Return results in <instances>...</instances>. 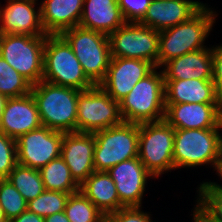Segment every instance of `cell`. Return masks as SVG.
Masks as SVG:
<instances>
[{
	"label": "cell",
	"mask_w": 222,
	"mask_h": 222,
	"mask_svg": "<svg viewBox=\"0 0 222 222\" xmlns=\"http://www.w3.org/2000/svg\"><path fill=\"white\" fill-rule=\"evenodd\" d=\"M218 15L215 8L206 4L190 20L159 31L158 67L175 57L207 48L205 44Z\"/></svg>",
	"instance_id": "obj_1"
},
{
	"label": "cell",
	"mask_w": 222,
	"mask_h": 222,
	"mask_svg": "<svg viewBox=\"0 0 222 222\" xmlns=\"http://www.w3.org/2000/svg\"><path fill=\"white\" fill-rule=\"evenodd\" d=\"M221 161L222 128L174 129V171L206 166L216 174Z\"/></svg>",
	"instance_id": "obj_2"
},
{
	"label": "cell",
	"mask_w": 222,
	"mask_h": 222,
	"mask_svg": "<svg viewBox=\"0 0 222 222\" xmlns=\"http://www.w3.org/2000/svg\"><path fill=\"white\" fill-rule=\"evenodd\" d=\"M81 91L44 80L32 85L43 126L63 133L76 132L77 100Z\"/></svg>",
	"instance_id": "obj_3"
},
{
	"label": "cell",
	"mask_w": 222,
	"mask_h": 222,
	"mask_svg": "<svg viewBox=\"0 0 222 222\" xmlns=\"http://www.w3.org/2000/svg\"><path fill=\"white\" fill-rule=\"evenodd\" d=\"M164 88V73L156 67L119 102L123 122L141 124L164 120Z\"/></svg>",
	"instance_id": "obj_4"
},
{
	"label": "cell",
	"mask_w": 222,
	"mask_h": 222,
	"mask_svg": "<svg viewBox=\"0 0 222 222\" xmlns=\"http://www.w3.org/2000/svg\"><path fill=\"white\" fill-rule=\"evenodd\" d=\"M42 80L80 91L95 86L85 75L71 46L61 35L46 37Z\"/></svg>",
	"instance_id": "obj_5"
},
{
	"label": "cell",
	"mask_w": 222,
	"mask_h": 222,
	"mask_svg": "<svg viewBox=\"0 0 222 222\" xmlns=\"http://www.w3.org/2000/svg\"><path fill=\"white\" fill-rule=\"evenodd\" d=\"M71 46L87 78L99 85L105 78L111 60L108 35L79 26L60 34Z\"/></svg>",
	"instance_id": "obj_6"
},
{
	"label": "cell",
	"mask_w": 222,
	"mask_h": 222,
	"mask_svg": "<svg viewBox=\"0 0 222 222\" xmlns=\"http://www.w3.org/2000/svg\"><path fill=\"white\" fill-rule=\"evenodd\" d=\"M174 128L165 120L139 124L138 158L155 179L174 170Z\"/></svg>",
	"instance_id": "obj_7"
},
{
	"label": "cell",
	"mask_w": 222,
	"mask_h": 222,
	"mask_svg": "<svg viewBox=\"0 0 222 222\" xmlns=\"http://www.w3.org/2000/svg\"><path fill=\"white\" fill-rule=\"evenodd\" d=\"M94 169L108 171L128 159L138 157L139 124L120 125L94 132Z\"/></svg>",
	"instance_id": "obj_8"
},
{
	"label": "cell",
	"mask_w": 222,
	"mask_h": 222,
	"mask_svg": "<svg viewBox=\"0 0 222 222\" xmlns=\"http://www.w3.org/2000/svg\"><path fill=\"white\" fill-rule=\"evenodd\" d=\"M46 37L0 34V56L32 85L43 78Z\"/></svg>",
	"instance_id": "obj_9"
},
{
	"label": "cell",
	"mask_w": 222,
	"mask_h": 222,
	"mask_svg": "<svg viewBox=\"0 0 222 222\" xmlns=\"http://www.w3.org/2000/svg\"><path fill=\"white\" fill-rule=\"evenodd\" d=\"M108 39L111 58L146 60L158 67L159 31L139 22H125Z\"/></svg>",
	"instance_id": "obj_10"
},
{
	"label": "cell",
	"mask_w": 222,
	"mask_h": 222,
	"mask_svg": "<svg viewBox=\"0 0 222 222\" xmlns=\"http://www.w3.org/2000/svg\"><path fill=\"white\" fill-rule=\"evenodd\" d=\"M122 122L119 102L112 99L99 85L79 93L76 132L94 133Z\"/></svg>",
	"instance_id": "obj_11"
},
{
	"label": "cell",
	"mask_w": 222,
	"mask_h": 222,
	"mask_svg": "<svg viewBox=\"0 0 222 222\" xmlns=\"http://www.w3.org/2000/svg\"><path fill=\"white\" fill-rule=\"evenodd\" d=\"M63 134L42 125L21 135L16 140L17 163L40 169L60 157Z\"/></svg>",
	"instance_id": "obj_12"
},
{
	"label": "cell",
	"mask_w": 222,
	"mask_h": 222,
	"mask_svg": "<svg viewBox=\"0 0 222 222\" xmlns=\"http://www.w3.org/2000/svg\"><path fill=\"white\" fill-rule=\"evenodd\" d=\"M107 172L116 185L123 207H143L148 181L155 178L138 157L120 162Z\"/></svg>",
	"instance_id": "obj_13"
},
{
	"label": "cell",
	"mask_w": 222,
	"mask_h": 222,
	"mask_svg": "<svg viewBox=\"0 0 222 222\" xmlns=\"http://www.w3.org/2000/svg\"><path fill=\"white\" fill-rule=\"evenodd\" d=\"M156 67L146 61L132 58H111L104 80L99 86L115 101L120 102L135 84Z\"/></svg>",
	"instance_id": "obj_14"
},
{
	"label": "cell",
	"mask_w": 222,
	"mask_h": 222,
	"mask_svg": "<svg viewBox=\"0 0 222 222\" xmlns=\"http://www.w3.org/2000/svg\"><path fill=\"white\" fill-rule=\"evenodd\" d=\"M164 120L174 129L222 128V103H165Z\"/></svg>",
	"instance_id": "obj_15"
},
{
	"label": "cell",
	"mask_w": 222,
	"mask_h": 222,
	"mask_svg": "<svg viewBox=\"0 0 222 222\" xmlns=\"http://www.w3.org/2000/svg\"><path fill=\"white\" fill-rule=\"evenodd\" d=\"M4 2L0 5V34L47 36L41 23L39 0Z\"/></svg>",
	"instance_id": "obj_16"
},
{
	"label": "cell",
	"mask_w": 222,
	"mask_h": 222,
	"mask_svg": "<svg viewBox=\"0 0 222 222\" xmlns=\"http://www.w3.org/2000/svg\"><path fill=\"white\" fill-rule=\"evenodd\" d=\"M94 133L69 132L63 134L61 157L71 176L81 185L94 171Z\"/></svg>",
	"instance_id": "obj_17"
},
{
	"label": "cell",
	"mask_w": 222,
	"mask_h": 222,
	"mask_svg": "<svg viewBox=\"0 0 222 222\" xmlns=\"http://www.w3.org/2000/svg\"><path fill=\"white\" fill-rule=\"evenodd\" d=\"M206 4L200 0H152L139 23L162 31L190 20Z\"/></svg>",
	"instance_id": "obj_18"
},
{
	"label": "cell",
	"mask_w": 222,
	"mask_h": 222,
	"mask_svg": "<svg viewBox=\"0 0 222 222\" xmlns=\"http://www.w3.org/2000/svg\"><path fill=\"white\" fill-rule=\"evenodd\" d=\"M41 126L38 108L31 93L7 99L0 122V132L17 140L21 135Z\"/></svg>",
	"instance_id": "obj_19"
},
{
	"label": "cell",
	"mask_w": 222,
	"mask_h": 222,
	"mask_svg": "<svg viewBox=\"0 0 222 222\" xmlns=\"http://www.w3.org/2000/svg\"><path fill=\"white\" fill-rule=\"evenodd\" d=\"M161 69L164 73V79L213 80L212 45L205 49L170 59Z\"/></svg>",
	"instance_id": "obj_20"
},
{
	"label": "cell",
	"mask_w": 222,
	"mask_h": 222,
	"mask_svg": "<svg viewBox=\"0 0 222 222\" xmlns=\"http://www.w3.org/2000/svg\"><path fill=\"white\" fill-rule=\"evenodd\" d=\"M41 23L47 35H60L80 23L84 0H42Z\"/></svg>",
	"instance_id": "obj_21"
},
{
	"label": "cell",
	"mask_w": 222,
	"mask_h": 222,
	"mask_svg": "<svg viewBox=\"0 0 222 222\" xmlns=\"http://www.w3.org/2000/svg\"><path fill=\"white\" fill-rule=\"evenodd\" d=\"M164 80L165 103H222L213 80Z\"/></svg>",
	"instance_id": "obj_22"
},
{
	"label": "cell",
	"mask_w": 222,
	"mask_h": 222,
	"mask_svg": "<svg viewBox=\"0 0 222 222\" xmlns=\"http://www.w3.org/2000/svg\"><path fill=\"white\" fill-rule=\"evenodd\" d=\"M125 22L117 0H84L78 26L109 35Z\"/></svg>",
	"instance_id": "obj_23"
},
{
	"label": "cell",
	"mask_w": 222,
	"mask_h": 222,
	"mask_svg": "<svg viewBox=\"0 0 222 222\" xmlns=\"http://www.w3.org/2000/svg\"><path fill=\"white\" fill-rule=\"evenodd\" d=\"M80 191L106 216L123 208L116 185L106 171H94L81 185Z\"/></svg>",
	"instance_id": "obj_24"
},
{
	"label": "cell",
	"mask_w": 222,
	"mask_h": 222,
	"mask_svg": "<svg viewBox=\"0 0 222 222\" xmlns=\"http://www.w3.org/2000/svg\"><path fill=\"white\" fill-rule=\"evenodd\" d=\"M39 171L45 190L70 194L80 191V185L71 176L69 167L61 156L51 160Z\"/></svg>",
	"instance_id": "obj_25"
},
{
	"label": "cell",
	"mask_w": 222,
	"mask_h": 222,
	"mask_svg": "<svg viewBox=\"0 0 222 222\" xmlns=\"http://www.w3.org/2000/svg\"><path fill=\"white\" fill-rule=\"evenodd\" d=\"M7 179L27 202L37 198L45 190L39 169L17 163Z\"/></svg>",
	"instance_id": "obj_26"
},
{
	"label": "cell",
	"mask_w": 222,
	"mask_h": 222,
	"mask_svg": "<svg viewBox=\"0 0 222 222\" xmlns=\"http://www.w3.org/2000/svg\"><path fill=\"white\" fill-rule=\"evenodd\" d=\"M221 182L206 179L197 186L194 200L211 219L222 222V186Z\"/></svg>",
	"instance_id": "obj_27"
},
{
	"label": "cell",
	"mask_w": 222,
	"mask_h": 222,
	"mask_svg": "<svg viewBox=\"0 0 222 222\" xmlns=\"http://www.w3.org/2000/svg\"><path fill=\"white\" fill-rule=\"evenodd\" d=\"M64 212L70 222H104L107 218L81 191L70 194Z\"/></svg>",
	"instance_id": "obj_28"
},
{
	"label": "cell",
	"mask_w": 222,
	"mask_h": 222,
	"mask_svg": "<svg viewBox=\"0 0 222 222\" xmlns=\"http://www.w3.org/2000/svg\"><path fill=\"white\" fill-rule=\"evenodd\" d=\"M32 84L0 56V94L7 98L31 93Z\"/></svg>",
	"instance_id": "obj_29"
},
{
	"label": "cell",
	"mask_w": 222,
	"mask_h": 222,
	"mask_svg": "<svg viewBox=\"0 0 222 222\" xmlns=\"http://www.w3.org/2000/svg\"><path fill=\"white\" fill-rule=\"evenodd\" d=\"M70 193L44 190L37 198L27 203V209L43 218L65 210Z\"/></svg>",
	"instance_id": "obj_30"
},
{
	"label": "cell",
	"mask_w": 222,
	"mask_h": 222,
	"mask_svg": "<svg viewBox=\"0 0 222 222\" xmlns=\"http://www.w3.org/2000/svg\"><path fill=\"white\" fill-rule=\"evenodd\" d=\"M27 201L7 179H0V205L7 220H12L27 210Z\"/></svg>",
	"instance_id": "obj_31"
},
{
	"label": "cell",
	"mask_w": 222,
	"mask_h": 222,
	"mask_svg": "<svg viewBox=\"0 0 222 222\" xmlns=\"http://www.w3.org/2000/svg\"><path fill=\"white\" fill-rule=\"evenodd\" d=\"M16 164V140L0 132V179L7 178Z\"/></svg>",
	"instance_id": "obj_32"
},
{
	"label": "cell",
	"mask_w": 222,
	"mask_h": 222,
	"mask_svg": "<svg viewBox=\"0 0 222 222\" xmlns=\"http://www.w3.org/2000/svg\"><path fill=\"white\" fill-rule=\"evenodd\" d=\"M126 22H139L147 12L152 0H117Z\"/></svg>",
	"instance_id": "obj_33"
},
{
	"label": "cell",
	"mask_w": 222,
	"mask_h": 222,
	"mask_svg": "<svg viewBox=\"0 0 222 222\" xmlns=\"http://www.w3.org/2000/svg\"><path fill=\"white\" fill-rule=\"evenodd\" d=\"M144 207H123L112 212L107 219L110 222H156L153 221L151 212H144Z\"/></svg>",
	"instance_id": "obj_34"
},
{
	"label": "cell",
	"mask_w": 222,
	"mask_h": 222,
	"mask_svg": "<svg viewBox=\"0 0 222 222\" xmlns=\"http://www.w3.org/2000/svg\"><path fill=\"white\" fill-rule=\"evenodd\" d=\"M213 82L219 96L222 98V43L212 45Z\"/></svg>",
	"instance_id": "obj_35"
},
{
	"label": "cell",
	"mask_w": 222,
	"mask_h": 222,
	"mask_svg": "<svg viewBox=\"0 0 222 222\" xmlns=\"http://www.w3.org/2000/svg\"><path fill=\"white\" fill-rule=\"evenodd\" d=\"M12 222H44V218L30 212L28 209L23 211L19 216L11 220Z\"/></svg>",
	"instance_id": "obj_36"
},
{
	"label": "cell",
	"mask_w": 222,
	"mask_h": 222,
	"mask_svg": "<svg viewBox=\"0 0 222 222\" xmlns=\"http://www.w3.org/2000/svg\"><path fill=\"white\" fill-rule=\"evenodd\" d=\"M191 210V216L193 222H218L211 219L196 203Z\"/></svg>",
	"instance_id": "obj_37"
},
{
	"label": "cell",
	"mask_w": 222,
	"mask_h": 222,
	"mask_svg": "<svg viewBox=\"0 0 222 222\" xmlns=\"http://www.w3.org/2000/svg\"><path fill=\"white\" fill-rule=\"evenodd\" d=\"M44 222H70L64 211L54 213L44 218Z\"/></svg>",
	"instance_id": "obj_38"
},
{
	"label": "cell",
	"mask_w": 222,
	"mask_h": 222,
	"mask_svg": "<svg viewBox=\"0 0 222 222\" xmlns=\"http://www.w3.org/2000/svg\"><path fill=\"white\" fill-rule=\"evenodd\" d=\"M7 97L0 94V122H1V119H2V113L4 111V106H5V103L7 101Z\"/></svg>",
	"instance_id": "obj_39"
},
{
	"label": "cell",
	"mask_w": 222,
	"mask_h": 222,
	"mask_svg": "<svg viewBox=\"0 0 222 222\" xmlns=\"http://www.w3.org/2000/svg\"><path fill=\"white\" fill-rule=\"evenodd\" d=\"M216 175L218 176L217 178L218 179H221V180H218L219 182L221 181L222 182V162L220 163V166L218 168V171L216 173ZM220 177V178H219ZM222 186V184H220Z\"/></svg>",
	"instance_id": "obj_40"
},
{
	"label": "cell",
	"mask_w": 222,
	"mask_h": 222,
	"mask_svg": "<svg viewBox=\"0 0 222 222\" xmlns=\"http://www.w3.org/2000/svg\"><path fill=\"white\" fill-rule=\"evenodd\" d=\"M7 218L5 217L2 206L0 205V222H6Z\"/></svg>",
	"instance_id": "obj_41"
}]
</instances>
